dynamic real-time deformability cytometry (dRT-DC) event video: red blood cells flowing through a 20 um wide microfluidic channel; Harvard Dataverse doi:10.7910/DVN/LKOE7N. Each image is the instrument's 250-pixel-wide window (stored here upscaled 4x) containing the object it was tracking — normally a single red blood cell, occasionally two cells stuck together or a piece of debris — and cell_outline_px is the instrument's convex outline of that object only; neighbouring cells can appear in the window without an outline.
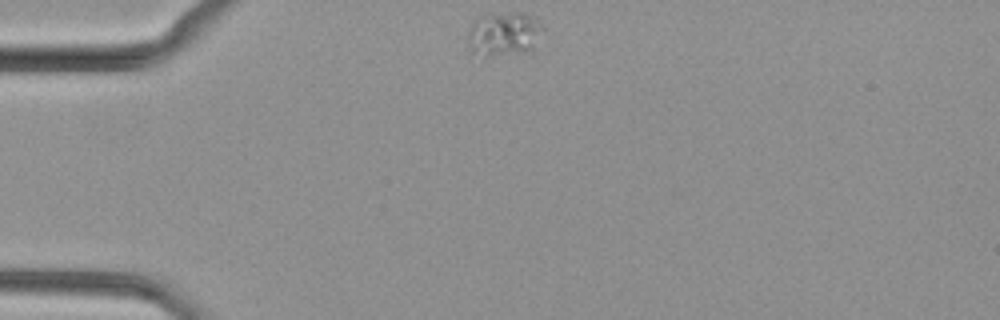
{"species": "common noctule bat (a hibernating species)", "species_latin": "Nyctalus noctula", "temperature_condition": "cold", "stored_images_in_passage": 33, "camera_frame_rate_fps": 3000, "um_per_image_px": 0.085, "animal": {"sex": "female", "body_mass_g": 29.2, "forearm_length_mm": 56.3}, "frame": {"image": 1, "passage_image": 1, "time_ms": 0.0, "image_size_px": [1000, 320], "cell_outline_px": [[540, 28], [532, 52], [484, 60], [472, 52], [468, 44], [468, 32], [476, 16], [512, 12], [528, 12], [540, 24]], "centroid_in_image_um": [42.76, 2.96], "position_along_channel_um": 42.2, "area_um2": 20.0}}
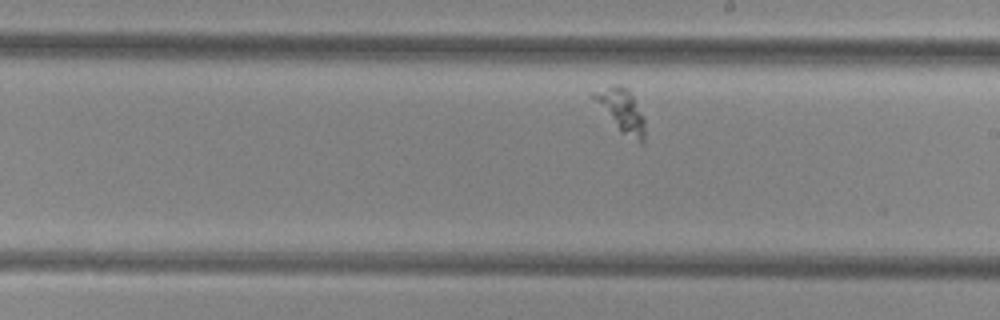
{"frame": {"image": 2, "passage_image": 19, "time_ms": 6.0, "image_size_px": [1000, 320], "cell_outline_px": [[644, 140], [640, 144], [620, 132], [592, 96], [616, 84], [620, 84], [628, 88], [644, 116]], "centroid_in_image_um": [52.92, 9.46], "position_along_channel_um": 236.1, "area_um2": 12.31}}
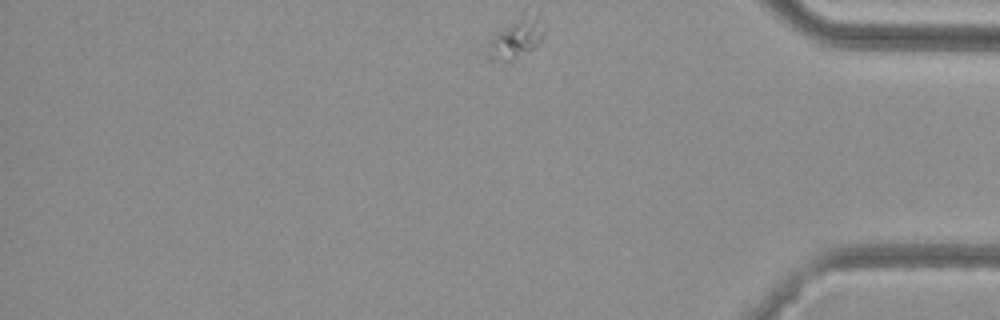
{"frame": {"image": 3, "passage_image": 33, "time_ms": 10.667, "image_size_px": [1000, 320], "cell_outline_px": [[544, 36], [540, 44], [528, 52], [508, 64], [484, 60], [480, 48], [488, 36], [492, 32], [524, 20], [536, 16], [544, 28]], "centroid_in_image_um": [43.6, 3.5], "position_along_channel_um": 391.6, "area_um2": 13.76}}